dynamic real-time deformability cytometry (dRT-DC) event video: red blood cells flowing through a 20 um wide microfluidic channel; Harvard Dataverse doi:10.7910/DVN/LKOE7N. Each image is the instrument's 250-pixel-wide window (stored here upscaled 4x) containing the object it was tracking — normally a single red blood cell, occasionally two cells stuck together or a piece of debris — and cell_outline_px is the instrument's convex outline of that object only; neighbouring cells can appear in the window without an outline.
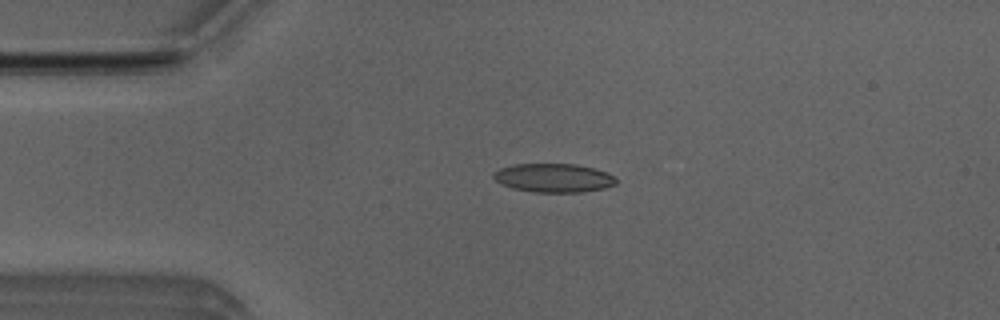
{"species": "Egyptian fruit bat (a non-hibernating species)", "species_latin": "Rousettus aegyptiacus", "temperature_condition": "room temperature", "stored_images_in_passage": 4, "camera_frame_rate_fps": 3000, "um_per_image_px": 0.085, "animal": {"sex": "male"}, "frame": {"image": 1, "passage_image": 4, "time_ms": 1.0, "image_size_px": [1000, 320], "cell_outline_px": [[616, 184], [604, 188], [580, 192], [532, 192], [512, 188], [500, 184], [492, 176], [492, 172], [500, 168], [516, 164], [576, 164], [596, 168], [612, 176], [616, 180]], "centroid_in_image_um": [47.01, 15.12], "position_along_channel_um": 38.0, "area_um2": 20.52}}